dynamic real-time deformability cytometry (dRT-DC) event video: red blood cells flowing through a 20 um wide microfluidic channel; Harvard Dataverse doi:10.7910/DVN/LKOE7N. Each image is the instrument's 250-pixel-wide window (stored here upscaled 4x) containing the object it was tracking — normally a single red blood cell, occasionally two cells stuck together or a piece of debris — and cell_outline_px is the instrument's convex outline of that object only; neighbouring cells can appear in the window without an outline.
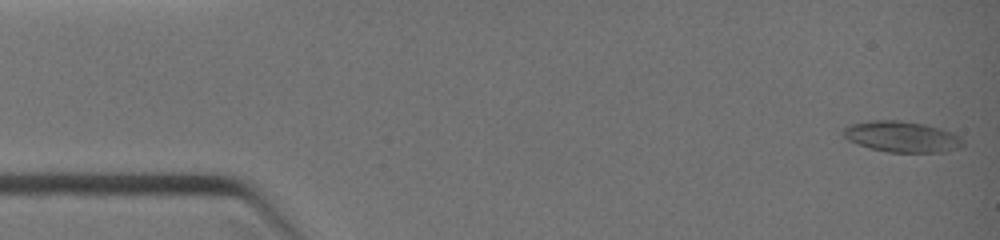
{"species": "common noctule bat (a hibernating species)", "species_latin": "Nyctalus noctula", "temperature_condition": "warm", "stored_images_in_passage": 9, "camera_frame_rate_fps": 3000, "um_per_image_px": 0.085, "animal": {"sex": "female", "body_mass_g": 19.0, "forearm_length_mm": 51.5}, "frame": {"image": 1, "passage_image": 1, "time_ms": 0.0, "image_size_px": [1000, 240], "cell_outline_px": [[964, 144], [960, 148], [944, 152], [888, 152], [872, 148], [848, 140], [840, 132], [848, 124], [872, 120], [900, 120], [924, 124], [940, 128], [952, 132], [960, 136], [964, 140]], "centroid_in_image_um": [76.67, 11.61], "position_along_channel_um": 8.3, "area_um2": 21.68}}
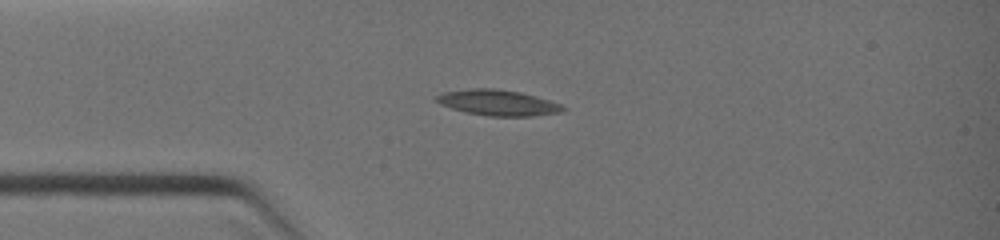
{"frame": {"image": 2, "passage_image": 8, "time_ms": 2.667, "image_size_px": [1000, 240], "cell_outline_px": [[568, 108], [564, 112], [532, 116], [488, 116], [464, 112], [440, 104], [436, 100], [436, 96], [444, 92], [468, 88], [496, 88], [520, 92], [536, 96], [560, 104]], "centroid_in_image_um": [42.35, 8.73], "position_along_channel_um": 42.7, "area_um2": 19.07}}